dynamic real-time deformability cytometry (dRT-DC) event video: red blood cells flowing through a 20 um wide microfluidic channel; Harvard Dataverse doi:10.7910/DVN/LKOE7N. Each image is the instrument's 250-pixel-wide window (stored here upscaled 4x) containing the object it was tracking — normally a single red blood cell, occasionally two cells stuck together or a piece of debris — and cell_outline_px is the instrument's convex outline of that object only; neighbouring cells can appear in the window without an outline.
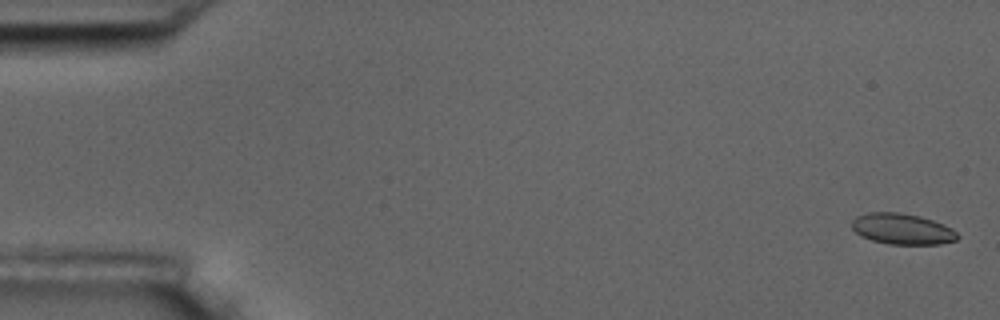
{"species": "common noctule bat (a hibernating species)", "species_latin": "Nyctalus noctula", "temperature_condition": "room temperature", "stored_images_in_passage": 5, "camera_frame_rate_fps": 3000, "um_per_image_px": 0.085, "animal": {"sex": "male", "body_mass_g": 17.5, "forearm_length_mm": 52.3}, "frame": {"image": 1, "passage_image": 1, "time_ms": 0.0, "image_size_px": [1000, 320], "cell_outline_px": [[960, 236], [956, 240], [940, 244], [888, 244], [872, 240], [860, 236], [852, 228], [852, 220], [856, 216], [868, 212], [900, 212], [920, 216], [944, 224], [952, 228]], "centroid_in_image_um": [76.69, 19.45], "position_along_channel_um": 8.3, "area_um2": 19.13}}